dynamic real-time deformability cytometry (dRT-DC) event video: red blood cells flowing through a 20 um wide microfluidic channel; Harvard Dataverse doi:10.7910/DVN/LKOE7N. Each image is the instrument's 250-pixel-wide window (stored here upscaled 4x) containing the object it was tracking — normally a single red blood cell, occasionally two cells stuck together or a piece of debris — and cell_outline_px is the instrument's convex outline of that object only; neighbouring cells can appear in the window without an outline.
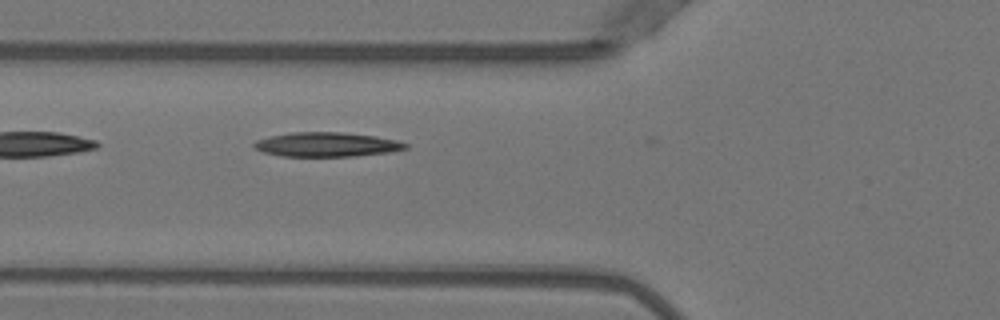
{"species": "Egyptian fruit bat (a non-hibernating species)", "species_latin": "Rousettus aegyptiacus", "temperature_condition": "warm", "stored_images_in_passage": 33, "camera_frame_rate_fps": 3000, "um_per_image_px": 0.085, "animal": {"sex": "female"}, "frame": {"image": 1, "passage_image": 2, "time_ms": 0.333, "image_size_px": [1000, 320], "cell_outline_px": [[408, 148], [388, 152], [356, 156], [280, 156], [264, 152], [256, 148], [252, 144], [256, 140], [272, 136], [292, 132], [340, 132], [376, 136], [396, 140], [408, 144]], "centroid_in_image_um": [27.78, 12.28], "position_along_channel_um": 98.0, "area_um2": 21.33}}
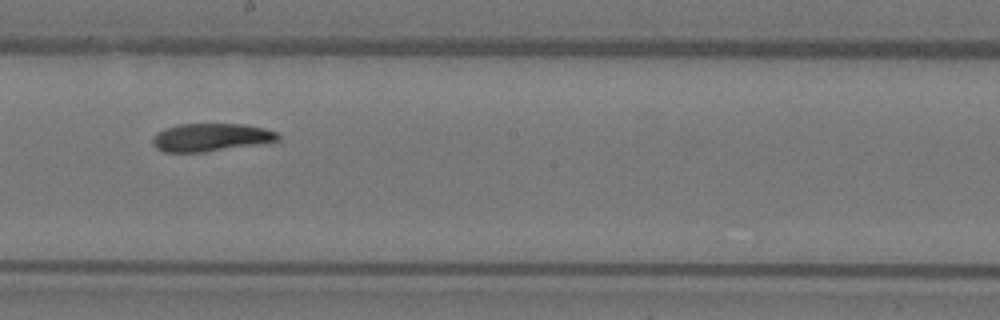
{"frame": {"image": 2, "passage_image": 12, "time_ms": 3.667, "image_size_px": [1000, 320], "cell_outline_px": [[280, 140], [204, 152], [164, 152], [156, 148], [152, 144], [152, 140], [156, 132], [164, 128], [180, 124], [244, 124], [264, 128], [276, 132], [280, 136]], "centroid_in_image_um": [17.87, 11.67], "position_along_channel_um": 230.3, "area_um2": 20.29}}
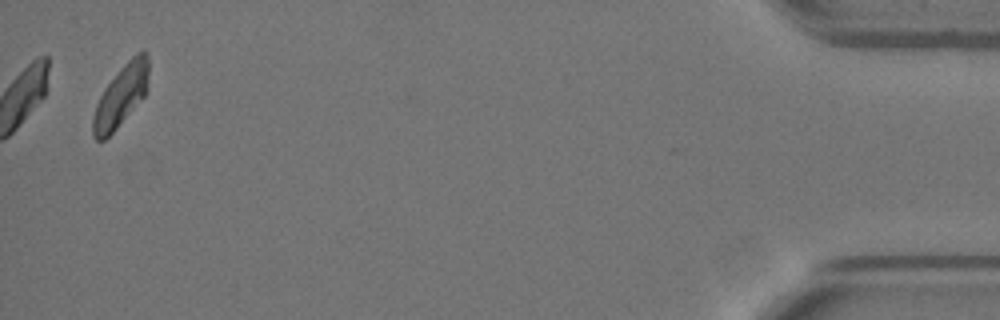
{"frame": {"image": 3, "passage_image": 33, "time_ms": 10.667, "image_size_px": [1000, 320], "cell_outline_px": [[148, 88], [144, 96], [116, 128], [104, 140], [96, 140], [92, 136], [92, 116], [96, 104], [104, 88], [120, 68], [136, 52], [144, 48], [148, 56]], "centroid_in_image_um": [10.27, 8.12], "position_along_channel_um": 424.9, "area_um2": 19.94}, "authors_computed_cell_mechanics": {"area_um2": 20.5768, "velocity_mm_per_s": 3.964, "shape_relaxation_time_tau1_ms": 8.8505, "shape_relaxation_time_tau2_ms": null, "deformation_change_tau1": 0.2459, "deformation_change_tau2": null}}